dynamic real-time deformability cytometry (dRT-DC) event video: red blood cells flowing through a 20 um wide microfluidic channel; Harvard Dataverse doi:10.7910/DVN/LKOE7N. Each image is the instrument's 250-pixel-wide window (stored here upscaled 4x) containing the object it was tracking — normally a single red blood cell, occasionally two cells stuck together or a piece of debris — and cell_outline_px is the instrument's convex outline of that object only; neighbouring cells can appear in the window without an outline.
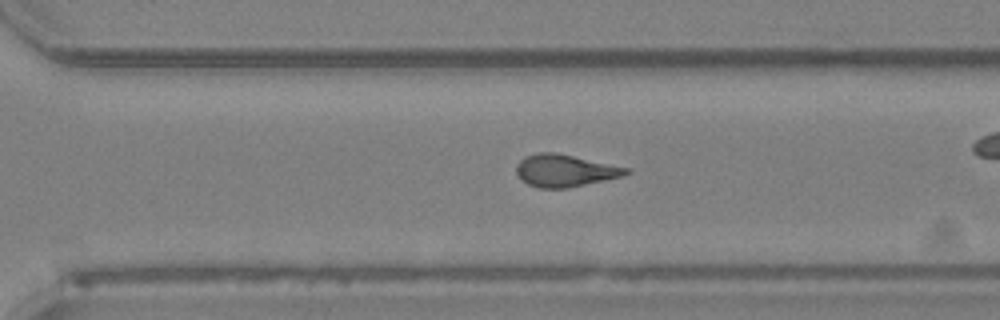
{"species": "Egyptian fruit bat (a non-hibernating species)", "species_latin": "Rousettus aegyptiacus", "temperature_condition": "room temperature", "stored_images_in_passage": 48, "camera_frame_rate_fps": 3000, "um_per_image_px": 0.085, "animal": {"sex": "female"}, "frame": {"image": 1, "passage_image": 35, "time_ms": 11.333, "image_size_px": [1000, 320], "cell_outline_px": [[632, 172], [624, 176], [568, 188], [540, 188], [528, 184], [520, 180], [516, 172], [516, 164], [524, 156], [540, 152], [556, 152], [632, 168]], "centroid_in_image_um": [48.05, 14.49], "position_along_channel_um": 322.6, "area_um2": 20.98}}